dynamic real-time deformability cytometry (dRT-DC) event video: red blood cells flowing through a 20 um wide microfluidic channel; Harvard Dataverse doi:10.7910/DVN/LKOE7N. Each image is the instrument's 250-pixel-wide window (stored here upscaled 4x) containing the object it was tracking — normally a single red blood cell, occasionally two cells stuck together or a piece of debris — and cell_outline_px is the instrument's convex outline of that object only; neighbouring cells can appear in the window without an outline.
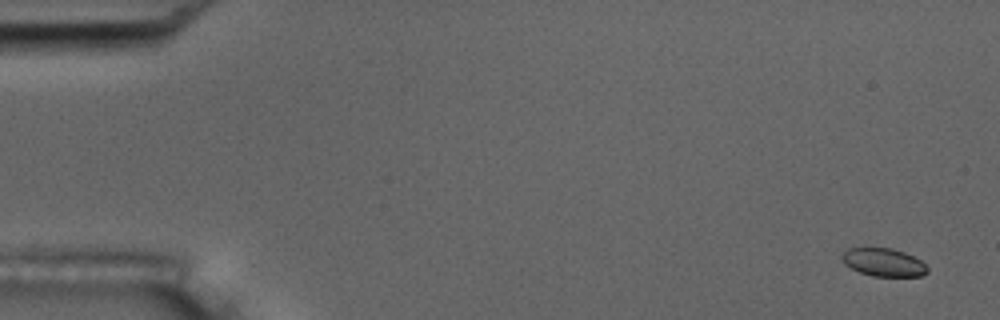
{"species": "common noctule bat (a hibernating species)", "species_latin": "Nyctalus noctula", "temperature_condition": "room temperature", "stored_images_in_passage": 5, "camera_frame_rate_fps": 3000, "um_per_image_px": 0.085, "animal": {"sex": "male", "body_mass_g": 17.5, "forearm_length_mm": 52.3}, "frame": {"image": 1, "passage_image": 1, "time_ms": 0.0, "image_size_px": [1000, 320], "cell_outline_px": [[928, 272], [920, 276], [872, 276], [860, 272], [844, 264], [840, 256], [848, 248], [892, 248], [904, 252], [920, 260], [928, 268]], "centroid_in_image_um": [75.09, 22.29], "position_along_channel_um": 9.9, "area_um2": 13.87}}
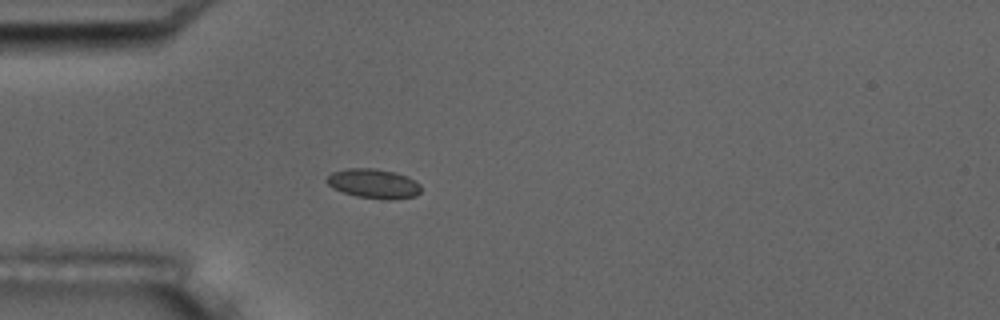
{"frame": {"image": 2, "passage_image": 5, "time_ms": 4.667, "image_size_px": [1000, 320], "cell_outline_px": [[420, 192], [416, 196], [388, 200], [356, 196], [332, 188], [324, 180], [332, 172], [348, 168], [372, 168], [396, 172], [408, 176], [420, 184]], "centroid_in_image_um": [31.76, 15.6], "position_along_channel_um": 53.2, "area_um2": 16.24}}